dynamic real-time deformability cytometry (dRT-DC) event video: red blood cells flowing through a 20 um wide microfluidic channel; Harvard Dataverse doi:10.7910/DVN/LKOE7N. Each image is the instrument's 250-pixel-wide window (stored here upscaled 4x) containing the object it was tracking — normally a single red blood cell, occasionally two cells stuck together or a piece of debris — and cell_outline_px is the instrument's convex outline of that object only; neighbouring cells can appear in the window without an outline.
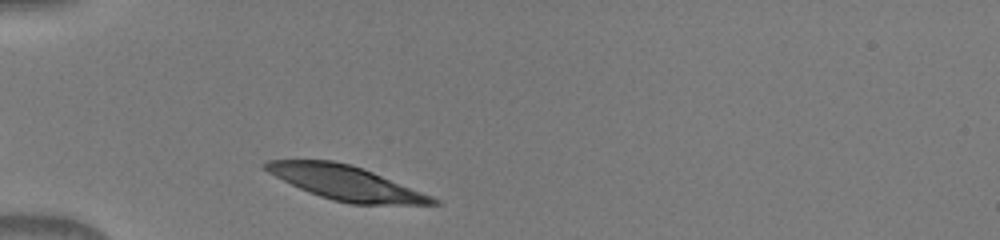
{"species": "human", "species_latin": "Homo sapiens", "temperature_condition": "warm", "stored_images_in_passage": 30, "camera_frame_rate_fps": 3000, "um_per_image_px": 0.085, "donor": {"sex": "male"}, "frame": {"image": 1, "passage_image": 1, "time_ms": 0.0, "image_size_px": [1000, 240], "cell_outline_px": [[440, 204], [352, 204], [332, 200], [308, 192], [268, 172], [260, 164], [268, 160], [332, 160], [352, 164], [432, 196], [440, 200]], "centroid_in_image_um": [29.37, 15.54], "position_along_channel_um": 55.6, "area_um2": 32.95}}